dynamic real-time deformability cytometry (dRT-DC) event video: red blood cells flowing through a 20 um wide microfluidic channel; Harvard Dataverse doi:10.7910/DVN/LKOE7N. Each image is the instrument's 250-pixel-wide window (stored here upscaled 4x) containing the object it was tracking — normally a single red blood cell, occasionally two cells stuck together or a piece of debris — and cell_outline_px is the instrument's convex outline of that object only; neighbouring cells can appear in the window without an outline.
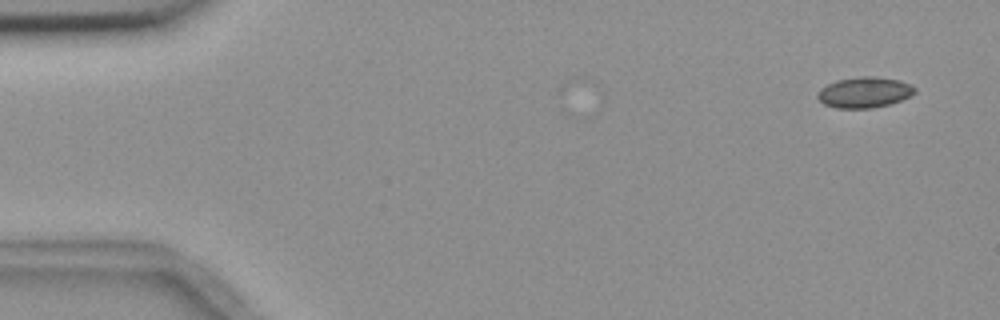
{"species": "common noctule bat (a hibernating species)", "species_latin": "Nyctalus noctula", "temperature_condition": "room temperature", "stored_images_in_passage": 3, "camera_frame_rate_fps": 3000, "um_per_image_px": 0.085, "animal": {"sex": "female", "body_mass_g": 18.4}, "frame": {"image": 1, "passage_image": 1, "time_ms": 0.0, "image_size_px": [1000, 320], "cell_outline_px": [[916, 92], [912, 96], [888, 104], [872, 108], [836, 108], [824, 104], [816, 96], [820, 88], [836, 80], [864, 76], [872, 76], [900, 80], [912, 84], [916, 88]], "centroid_in_image_um": [73.5, 7.84], "position_along_channel_um": 11.5, "area_um2": 17.46}}